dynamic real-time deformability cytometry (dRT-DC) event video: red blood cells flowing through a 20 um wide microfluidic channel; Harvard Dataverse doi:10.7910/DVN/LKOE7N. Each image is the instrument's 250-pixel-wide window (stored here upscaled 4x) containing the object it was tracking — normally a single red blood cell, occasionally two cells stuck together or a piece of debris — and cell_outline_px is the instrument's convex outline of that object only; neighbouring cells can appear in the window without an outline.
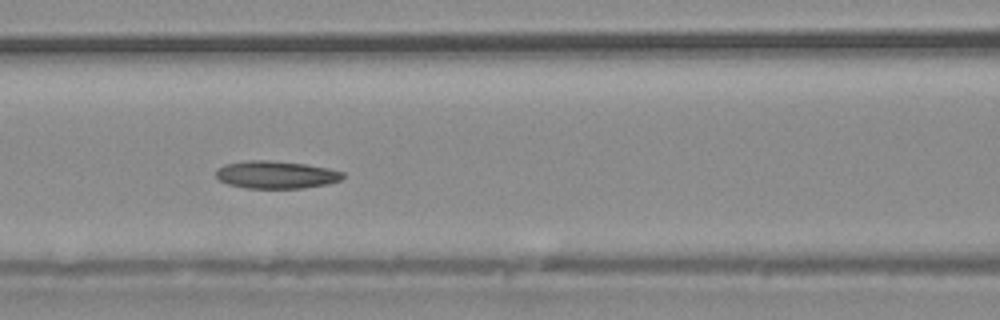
{"species": "common noctule bat (a hibernating species)", "species_latin": "Nyctalus noctula", "temperature_condition": "warm", "stored_images_in_passage": 18, "camera_frame_rate_fps": 3000, "um_per_image_px": 0.085, "animal": {"sex": "male", "body_mass_g": 20.4}, "frame": {"image": 1, "passage_image": 8, "time_ms": 2.333, "image_size_px": [1000, 320], "cell_outline_px": [[344, 176], [340, 180], [328, 184], [300, 188], [244, 188], [228, 184], [220, 180], [216, 176], [216, 168], [224, 164], [248, 160], [272, 160], [304, 164], [328, 168], [344, 172]], "centroid_in_image_um": [23.44, 14.84], "position_along_channel_um": 143.2, "area_um2": 20.46}}